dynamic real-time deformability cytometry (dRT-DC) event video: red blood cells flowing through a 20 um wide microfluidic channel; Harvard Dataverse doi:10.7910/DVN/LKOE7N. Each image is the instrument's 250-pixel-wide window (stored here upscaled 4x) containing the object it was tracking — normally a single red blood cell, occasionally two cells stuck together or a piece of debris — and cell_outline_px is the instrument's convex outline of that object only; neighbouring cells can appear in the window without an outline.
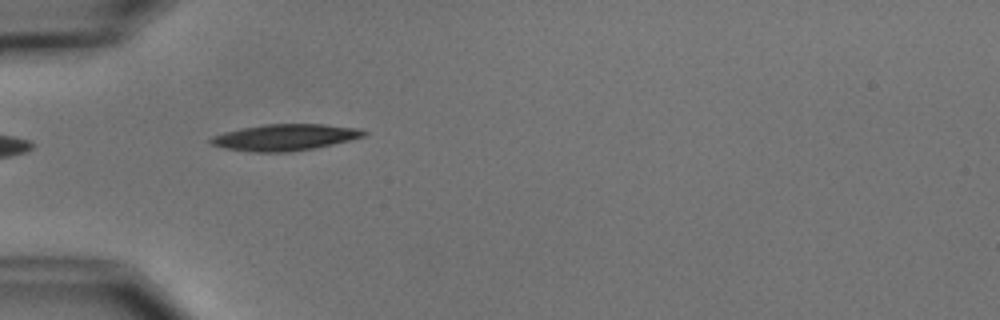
{"species": "common noctule bat (a hibernating species)", "species_latin": "Nyctalus noctula", "temperature_condition": "cold", "stored_images_in_passage": 6, "camera_frame_rate_fps": 3000, "um_per_image_px": 0.085, "animal": {"sex": "male", "body_mass_g": 15.6}, "frame": {"image": 1, "passage_image": 5, "time_ms": 4.667, "image_size_px": [1000, 320], "cell_outline_px": [[368, 132], [364, 136], [332, 144], [312, 148], [288, 152], [256, 152], [224, 148], [212, 144], [208, 140], [212, 136], [224, 132], [240, 128], [264, 124], [324, 124], [360, 128]], "centroid_in_image_um": [24.2, 11.66], "position_along_channel_um": 60.8, "area_um2": 23.41}}